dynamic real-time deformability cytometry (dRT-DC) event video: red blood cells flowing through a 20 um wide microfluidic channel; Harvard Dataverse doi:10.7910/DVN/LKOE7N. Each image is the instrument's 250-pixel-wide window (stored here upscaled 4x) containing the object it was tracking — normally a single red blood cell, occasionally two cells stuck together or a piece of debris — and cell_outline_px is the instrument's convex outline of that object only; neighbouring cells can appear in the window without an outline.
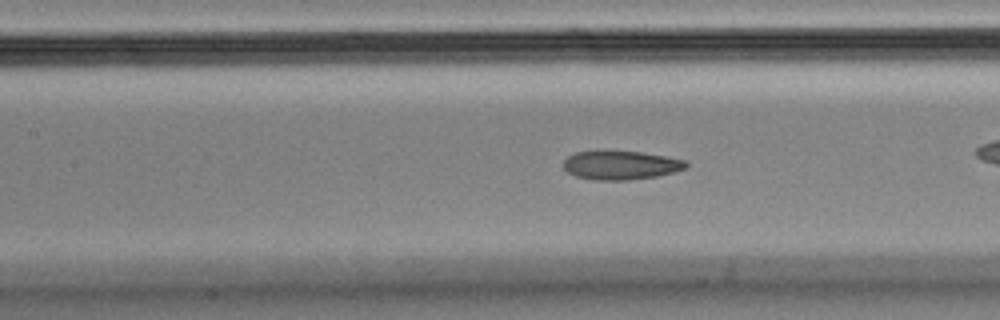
{"species": "Egyptian fruit bat (a non-hibernating species)", "species_latin": "Rousettus aegyptiacus", "temperature_condition": "cold", "stored_images_in_passage": 29, "camera_frame_rate_fps": 3000, "um_per_image_px": 0.085, "animal": {"sex": "male"}, "frame": {"image": 1, "passage_image": 9, "time_ms": 2.667, "image_size_px": [1000, 320], "cell_outline_px": [[688, 164], [684, 168], [672, 172], [656, 176], [628, 180], [596, 180], [576, 176], [568, 172], [564, 168], [564, 160], [568, 156], [576, 152], [640, 152], [664, 156], [684, 160]], "centroid_in_image_um": [52.74, 14.05], "position_along_channel_um": 154.7, "area_um2": 20.0}}
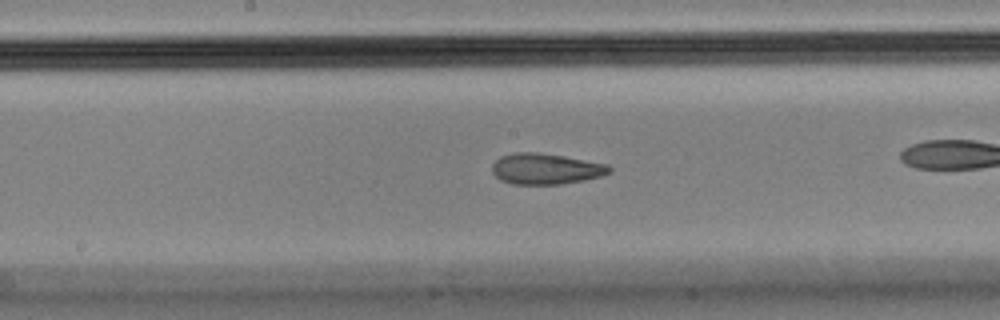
{"frame": {"image": 2, "passage_image": 13, "time_ms": 4.0, "image_size_px": [1000, 320], "cell_outline_px": [[612, 172], [600, 176], [584, 180], [560, 184], [512, 184], [500, 180], [492, 172], [492, 164], [500, 156], [516, 152], [536, 152], [564, 156], [608, 164], [612, 168]], "centroid_in_image_um": [46.39, 14.35], "position_along_channel_um": 201.8, "area_um2": 21.15}}